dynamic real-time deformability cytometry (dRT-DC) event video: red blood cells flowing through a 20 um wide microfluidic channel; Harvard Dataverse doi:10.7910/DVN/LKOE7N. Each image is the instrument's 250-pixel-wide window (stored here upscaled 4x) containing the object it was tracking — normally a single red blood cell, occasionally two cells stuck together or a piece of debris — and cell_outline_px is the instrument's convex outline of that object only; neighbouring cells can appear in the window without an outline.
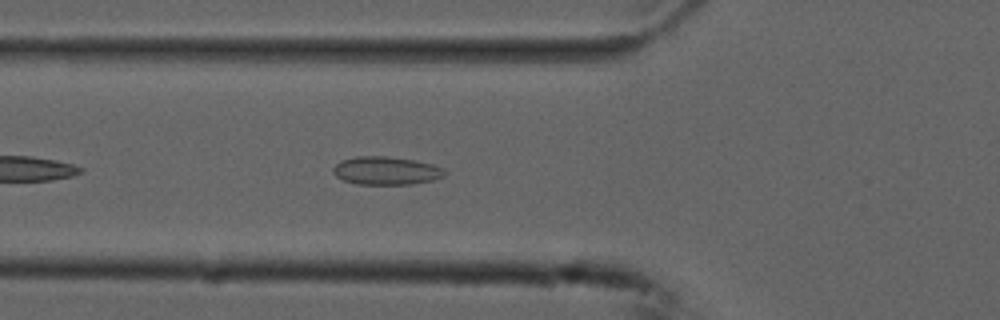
{"species": "common noctule bat (a hibernating species)", "species_latin": "Nyctalus noctula", "temperature_condition": "cold", "stored_images_in_passage": 41, "camera_frame_rate_fps": 3000, "um_per_image_px": 0.085, "animal": {"sex": "male", "forearm_length_mm": 52.5}, "frame": {"image": 1, "passage_image": 6, "time_ms": 1.667, "image_size_px": [1000, 320], "cell_outline_px": [[444, 176], [432, 180], [412, 184], [356, 184], [344, 180], [336, 176], [332, 172], [332, 168], [340, 160], [356, 156], [388, 156], [412, 160], [432, 164], [444, 168]], "centroid_in_image_um": [32.78, 14.5], "position_along_channel_um": 93.0, "area_um2": 18.26}}
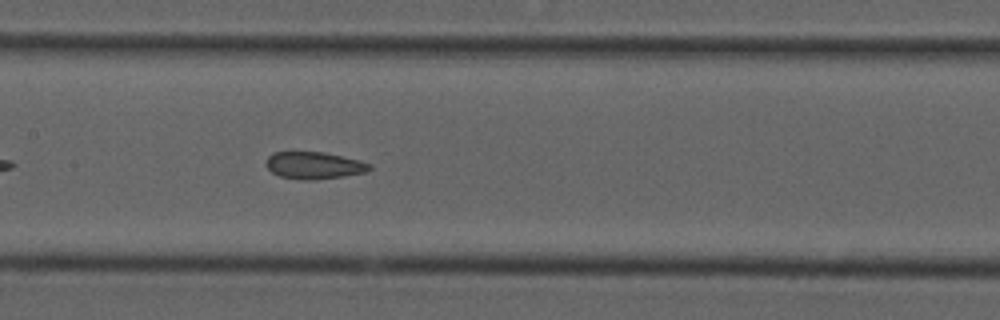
{"frame": {"image": 2, "passage_image": 13, "time_ms": 4.0, "image_size_px": [1000, 320], "cell_outline_px": [[372, 168], [364, 172], [344, 176], [316, 180], [300, 180], [280, 176], [272, 172], [264, 164], [268, 156], [272, 152], [324, 152], [360, 160], [372, 164]], "centroid_in_image_um": [26.68, 14.06], "position_along_channel_um": 180.7, "area_um2": 16.47}}
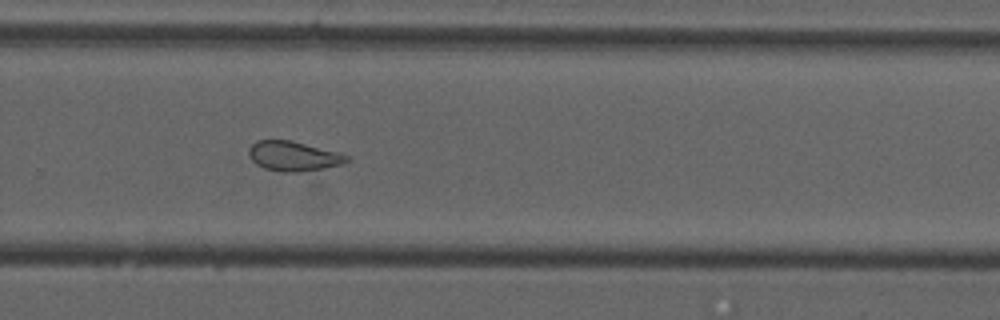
{"frame": {"image": 3, "passage_image": 23, "time_ms": 7.333, "image_size_px": [1000, 320], "cell_outline_px": [[348, 160], [340, 164], [324, 168], [296, 172], [284, 172], [264, 168], [256, 164], [252, 160], [248, 152], [248, 148], [256, 140], [292, 140], [340, 152], [348, 156]], "centroid_in_image_um": [24.92, 13.25], "position_along_channel_um": 304.9, "area_um2": 16.94}, "authors_computed_cell_mechanics": {"area_um2": 17.2244, "velocity_mm_per_s": 3.7379, "shape_relaxation_time_tau1_ms": null, "shape_relaxation_time_tau2_ms": 1.5963, "deformation_change_tau1": null, "deformation_change_tau2": 0.0848}}